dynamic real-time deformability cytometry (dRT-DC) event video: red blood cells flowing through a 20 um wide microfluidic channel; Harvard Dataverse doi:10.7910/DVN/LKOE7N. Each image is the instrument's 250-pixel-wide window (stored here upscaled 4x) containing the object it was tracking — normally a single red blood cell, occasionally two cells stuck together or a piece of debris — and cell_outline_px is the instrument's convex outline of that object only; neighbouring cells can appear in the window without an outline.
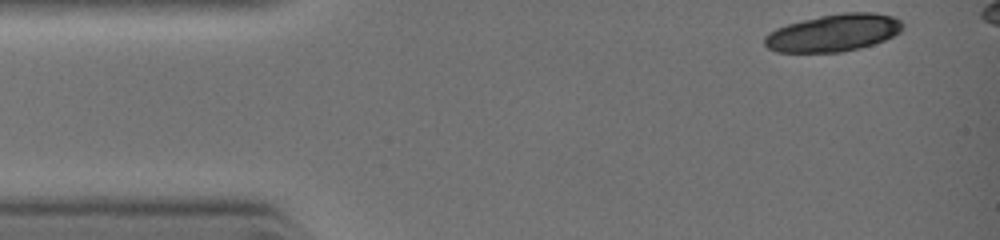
{"species": "common noctule bat (a hibernating species)", "species_latin": "Nyctalus noctula", "temperature_condition": "warm", "stored_images_in_passage": 23, "camera_frame_rate_fps": 3000, "um_per_image_px": 0.085, "animal": {"sex": "female", "body_mass_g": 19.0, "forearm_length_mm": 51.5}, "frame": {"image": 1, "passage_image": 1, "time_ms": 0.0, "image_size_px": [1000, 240], "cell_outline_px": [[904, 28], [900, 32], [884, 40], [860, 48], [840, 52], [776, 52], [768, 48], [764, 44], [764, 36], [768, 32], [776, 28], [788, 24], [820, 16], [844, 12], [872, 12], [892, 16], [900, 20], [904, 24]], "centroid_in_image_um": [70.84, 2.79], "position_along_channel_um": 14.2, "area_um2": 30.0}}
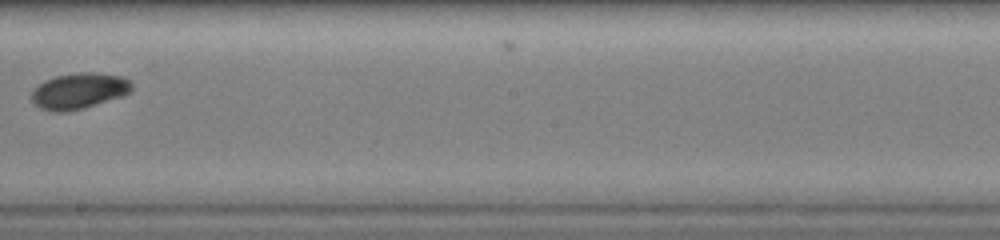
{"frame": {"image": 2, "passage_image": 20, "time_ms": 5.667, "image_size_px": [1000, 240], "cell_outline_px": [[132, 92], [124, 96], [84, 108], [64, 112], [56, 112], [40, 108], [32, 100], [32, 88], [44, 80], [56, 76], [80, 72], [96, 72], [120, 76], [128, 80], [132, 84]], "centroid_in_image_um": [6.72, 7.72], "position_along_channel_um": 241.5, "area_um2": 21.1}}